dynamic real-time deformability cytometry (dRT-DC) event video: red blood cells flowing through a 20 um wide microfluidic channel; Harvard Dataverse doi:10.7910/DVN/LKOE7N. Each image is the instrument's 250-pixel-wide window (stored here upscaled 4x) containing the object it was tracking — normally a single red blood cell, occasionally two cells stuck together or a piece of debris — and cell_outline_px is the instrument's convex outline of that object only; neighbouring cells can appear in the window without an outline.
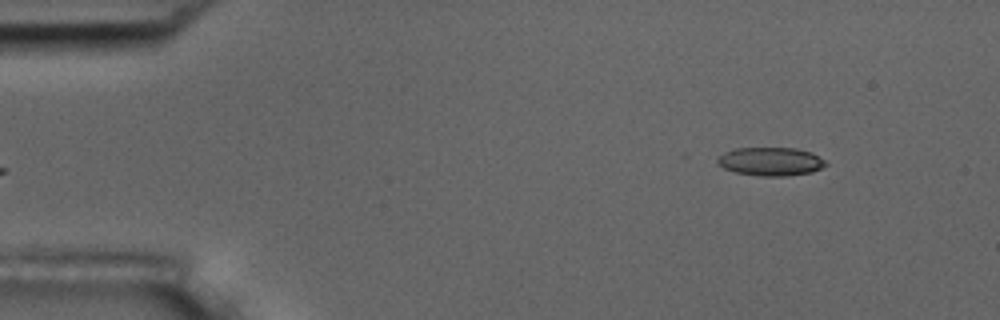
{"species": "common noctule bat (a hibernating species)", "species_latin": "Nyctalus noctula", "temperature_condition": "room temperature", "stored_images_in_passage": 5, "segment_of_instrument_passage": [2, 2], "camera_frame_rate_fps": 3000, "um_per_image_px": 0.085, "animal": {"sex": "male", "body_mass_g": 17.5, "forearm_length_mm": 52.3}, "frame": {"image": 1, "passage_image": 5, "time_ms": 1.333, "image_size_px": [1000, 320], "cell_outline_px": [[828, 164], [812, 172], [788, 176], [760, 176], [736, 172], [724, 168], [716, 160], [724, 152], [736, 148], [796, 148], [812, 152], [824, 160]], "centroid_in_image_um": [65.53, 13.72], "position_along_channel_um": 19.5, "area_um2": 17.86}}